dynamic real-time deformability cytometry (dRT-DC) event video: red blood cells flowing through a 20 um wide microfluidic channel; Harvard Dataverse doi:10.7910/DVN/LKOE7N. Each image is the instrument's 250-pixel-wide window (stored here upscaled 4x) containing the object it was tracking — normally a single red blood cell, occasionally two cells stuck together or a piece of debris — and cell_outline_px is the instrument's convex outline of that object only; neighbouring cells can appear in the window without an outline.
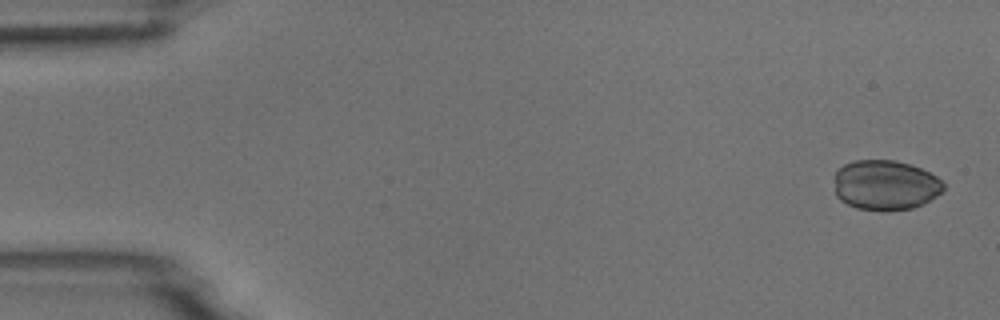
{"species": "common noctule bat (a hibernating species)", "species_latin": "Nyctalus noctula", "temperature_condition": "room temperature", "stored_images_in_passage": 5, "camera_frame_rate_fps": 3000, "um_per_image_px": 0.085, "animal": {"sex": "male", "body_mass_g": 18.8}, "frame": {"image": 1, "passage_image": 1, "time_ms": 0.0, "image_size_px": [1000, 320], "cell_outline_px": [[944, 188], [936, 196], [924, 204], [912, 208], [888, 212], [880, 212], [856, 208], [840, 200], [836, 196], [836, 168], [852, 160], [896, 160], [920, 168], [936, 176], [944, 184]], "centroid_in_image_um": [75.24, 15.75], "position_along_channel_um": 9.8, "area_um2": 32.14}}
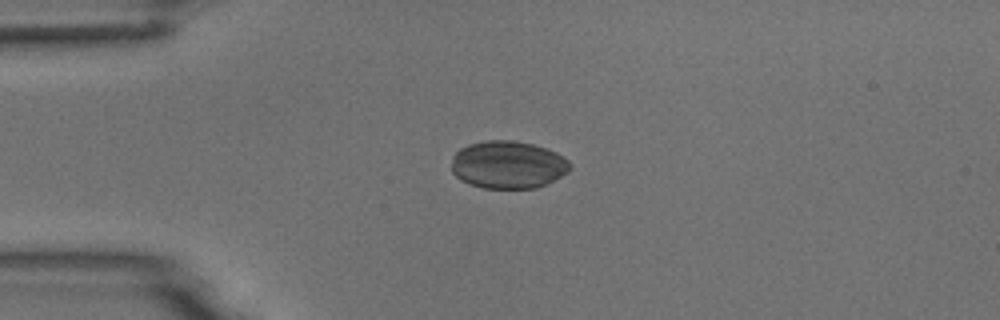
{"frame": {"image": 2, "passage_image": 4, "time_ms": 3.667, "image_size_px": [1000, 320], "cell_outline_px": [[572, 168], [568, 172], [536, 188], [484, 188], [468, 184], [460, 180], [452, 172], [452, 156], [460, 148], [468, 144], [484, 140], [512, 140], [532, 144], [556, 152], [568, 160], [572, 164]], "centroid_in_image_um": [43.15, 14.0], "position_along_channel_um": 41.8, "area_um2": 33.0}}